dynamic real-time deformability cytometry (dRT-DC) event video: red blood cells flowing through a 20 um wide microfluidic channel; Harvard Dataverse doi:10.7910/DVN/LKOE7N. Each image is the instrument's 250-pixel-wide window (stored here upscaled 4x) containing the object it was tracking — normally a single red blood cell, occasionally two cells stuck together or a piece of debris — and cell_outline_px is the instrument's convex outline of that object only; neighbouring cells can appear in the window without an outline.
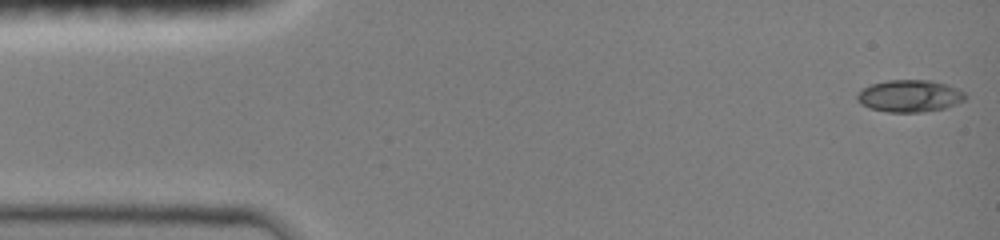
{"species": "common noctule bat (a hibernating species)", "species_latin": "Nyctalus noctula", "temperature_condition": "room temperature", "stored_images_in_passage": 47, "camera_frame_rate_fps": 3000, "um_per_image_px": 0.085, "animal": {"sex": "female", "body_mass_g": 19.0, "forearm_length_mm": 51.5}, "frame": {"image": 1, "passage_image": 1, "time_ms": 0.0, "image_size_px": [1000, 240], "cell_outline_px": [[968, 96], [964, 100], [956, 104], [944, 108], [924, 112], [888, 112], [868, 108], [860, 104], [856, 100], [856, 96], [864, 88], [872, 84], [888, 80], [932, 80], [948, 84], [964, 92]], "centroid_in_image_um": [77.33, 8.16], "position_along_channel_um": 7.7, "area_um2": 20.35}}
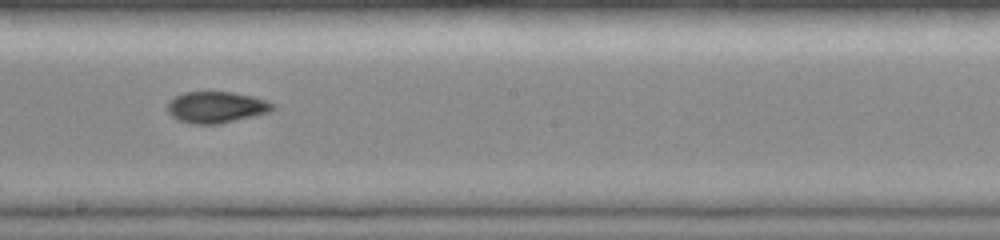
{"frame": {"image": 2, "passage_image": 26, "time_ms": 8.333, "image_size_px": [1000, 240], "cell_outline_px": [[276, 108], [272, 112], [220, 124], [192, 124], [180, 120], [172, 116], [168, 112], [168, 100], [184, 92], [232, 92], [252, 96], [268, 100], [276, 104]], "centroid_in_image_um": [18.45, 9.11], "position_along_channel_um": 229.8, "area_um2": 19.48}}
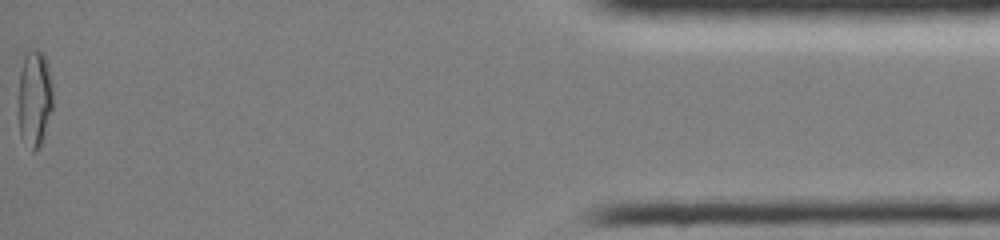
{"frame": {"image": 3, "passage_image": 47, "time_ms": 15.333, "image_size_px": [1000, 240], "cell_outline_px": [[52, 108], [40, 144], [32, 152], [20, 136], [20, 72], [24, 56], [32, 48], [36, 48], [44, 52], [48, 64], [52, 84]], "centroid_in_image_um": [2.96, 8.29], "position_along_channel_um": 432.2, "area_um2": 19.02}, "authors_computed_cell_mechanics": {"area_um2": 19.1896, "velocity_mm_per_s": 4.0691, "shape_relaxation_time_tau1_ms": null, "shape_relaxation_time_tau2_ms": 1.7536, "deformation_change_tau1": null, "deformation_change_tau2": 0.0418}}